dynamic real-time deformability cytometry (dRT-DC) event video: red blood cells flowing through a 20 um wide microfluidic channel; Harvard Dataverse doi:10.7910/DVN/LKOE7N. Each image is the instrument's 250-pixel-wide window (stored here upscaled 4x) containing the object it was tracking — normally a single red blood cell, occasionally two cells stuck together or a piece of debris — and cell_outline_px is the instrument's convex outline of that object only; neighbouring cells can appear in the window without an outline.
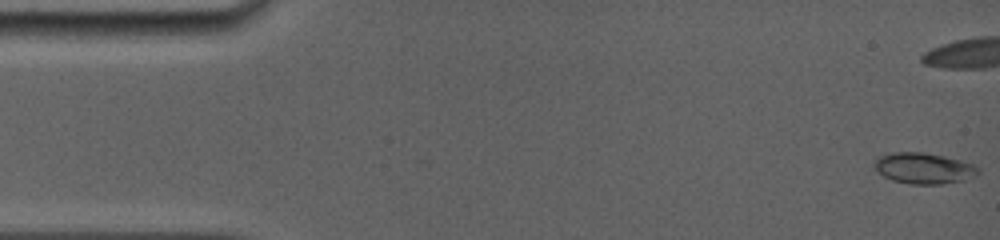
{"species": "common noctule bat (a hibernating species)", "species_latin": "Nyctalus noctula", "temperature_condition": "room temperature", "stored_images_in_passage": 12, "camera_frame_rate_fps": 5000, "um_per_image_px": 0.085, "animal": {"sex": "female", "body_mass_g": 19.0, "forearm_length_mm": 56.7}, "frame": {"image": 1, "passage_image": 1, "time_ms": 0.0, "image_size_px": [1000, 240], "cell_outline_px": [[980, 172], [976, 176], [964, 180], [940, 184], [908, 184], [892, 180], [876, 172], [872, 164], [872, 160], [880, 156], [892, 152], [924, 152], [944, 156], [960, 160], [972, 164], [980, 168]], "centroid_in_image_um": [78.48, 14.3], "position_along_channel_um": 6.5, "area_um2": 19.02}}
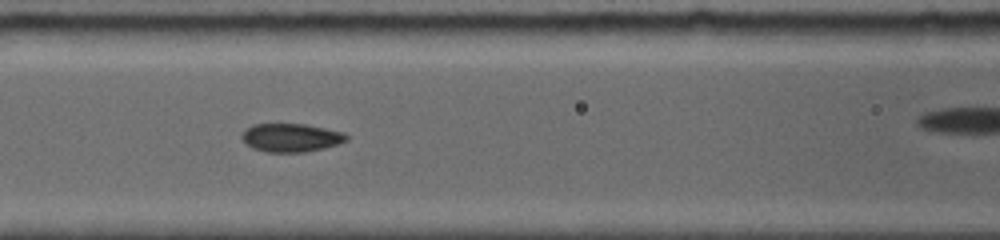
{"frame": {"image": 2, "passage_image": 10, "time_ms": 6.6, "image_size_px": [1000, 240], "cell_outline_px": [[348, 140], [324, 148], [304, 152], [264, 152], [252, 148], [244, 144], [240, 136], [244, 128], [252, 124], [304, 124], [344, 132], [348, 136]], "centroid_in_image_um": [24.67, 11.7], "position_along_channel_um": 141.9, "area_um2": 17.51}}